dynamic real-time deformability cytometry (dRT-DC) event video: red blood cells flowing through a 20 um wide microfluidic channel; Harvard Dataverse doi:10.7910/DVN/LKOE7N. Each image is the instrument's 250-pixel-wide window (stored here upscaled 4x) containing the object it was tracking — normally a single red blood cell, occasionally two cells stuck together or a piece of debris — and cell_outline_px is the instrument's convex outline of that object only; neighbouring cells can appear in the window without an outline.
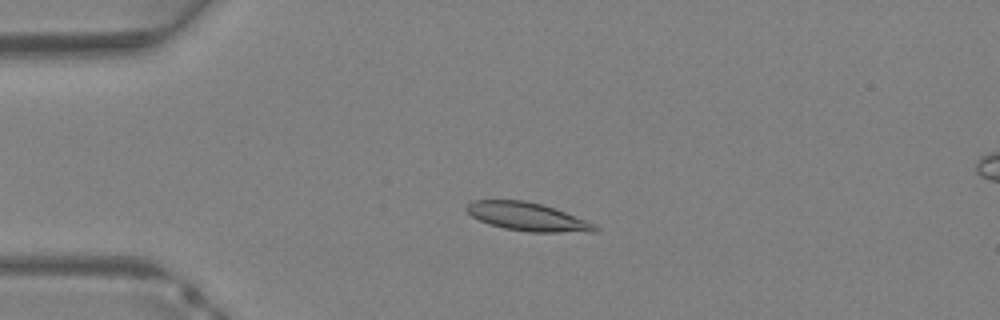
{"species": "Egyptian fruit bat (a non-hibernating species)", "species_latin": "Rousettus aegyptiacus", "temperature_condition": "warm", "stored_images_in_passage": 32, "camera_frame_rate_fps": 3000, "um_per_image_px": 0.085, "animal": {"sex": "female"}, "frame": {"image": 1, "passage_image": 4, "time_ms": 1.0, "image_size_px": [1000, 320], "cell_outline_px": [[600, 228], [596, 232], [528, 232], [504, 228], [488, 224], [472, 216], [464, 208], [472, 200], [524, 200], [556, 208], [596, 224]], "centroid_in_image_um": [44.86, 18.43], "position_along_channel_um": 40.1, "area_um2": 21.27}}
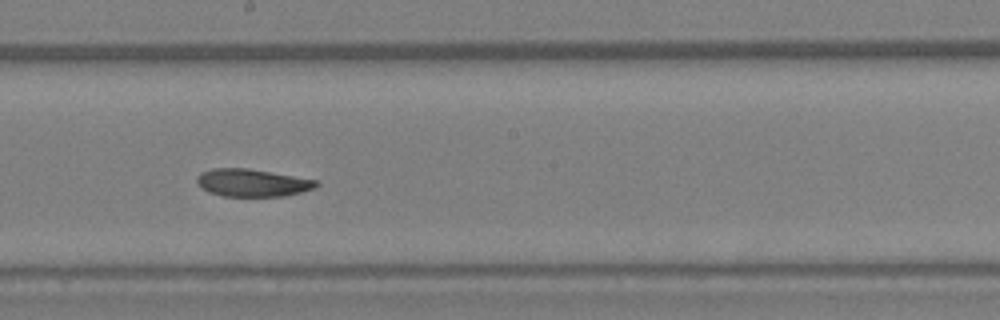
{"frame": {"image": 2, "passage_image": 16, "time_ms": 5.0, "image_size_px": [1000, 320], "cell_outline_px": [[320, 184], [316, 188], [284, 196], [224, 196], [208, 192], [196, 180], [200, 172], [212, 168], [248, 168], [320, 180]], "centroid_in_image_um": [21.5, 15.52], "position_along_channel_um": 226.7, "area_um2": 19.25}}
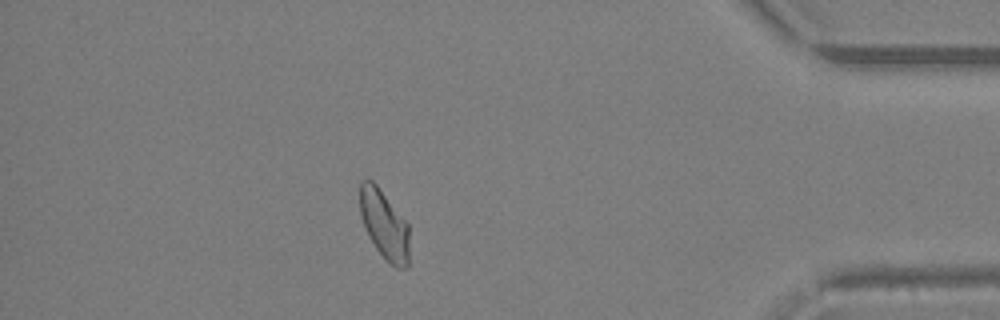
{"frame": {"image": 3, "passage_image": 28, "time_ms": 9.0, "image_size_px": [1000, 320], "cell_outline_px": [[408, 268], [396, 268], [384, 260], [368, 236], [364, 228], [360, 212], [360, 180], [372, 180], [376, 184], [408, 224]], "centroid_in_image_um": [32.65, 19.13], "position_along_channel_um": 402.6, "area_um2": 19.83}}